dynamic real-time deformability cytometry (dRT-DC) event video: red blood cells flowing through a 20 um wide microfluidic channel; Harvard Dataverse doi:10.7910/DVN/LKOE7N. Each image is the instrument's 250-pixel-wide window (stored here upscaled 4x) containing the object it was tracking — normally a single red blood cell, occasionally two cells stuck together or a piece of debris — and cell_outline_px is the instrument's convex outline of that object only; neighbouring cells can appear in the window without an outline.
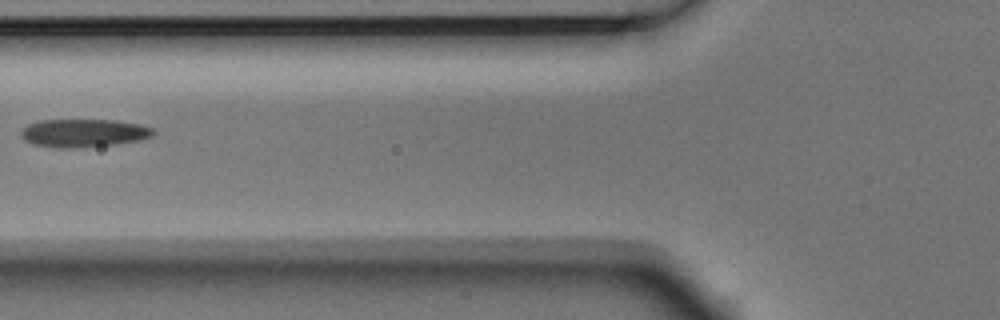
{"species": "Egyptian fruit bat (a non-hibernating species)", "species_latin": "Rousettus aegyptiacus", "temperature_condition": "room temperature", "stored_images_in_passage": 2, "camera_frame_rate_fps": 3000, "um_per_image_px": 0.085, "animal": {"sex": "male"}, "frame": {"image": 1, "passage_image": 2, "time_ms": 0.333, "image_size_px": [1000, 320], "cell_outline_px": [[156, 132], [152, 136], [140, 140], [116, 144], [72, 148], [56, 148], [32, 144], [24, 140], [20, 136], [20, 132], [28, 124], [40, 120], [116, 120], [140, 124], [152, 128]], "centroid_in_image_um": [7.1, 11.31], "position_along_channel_um": 118.7, "area_um2": 21.79}}